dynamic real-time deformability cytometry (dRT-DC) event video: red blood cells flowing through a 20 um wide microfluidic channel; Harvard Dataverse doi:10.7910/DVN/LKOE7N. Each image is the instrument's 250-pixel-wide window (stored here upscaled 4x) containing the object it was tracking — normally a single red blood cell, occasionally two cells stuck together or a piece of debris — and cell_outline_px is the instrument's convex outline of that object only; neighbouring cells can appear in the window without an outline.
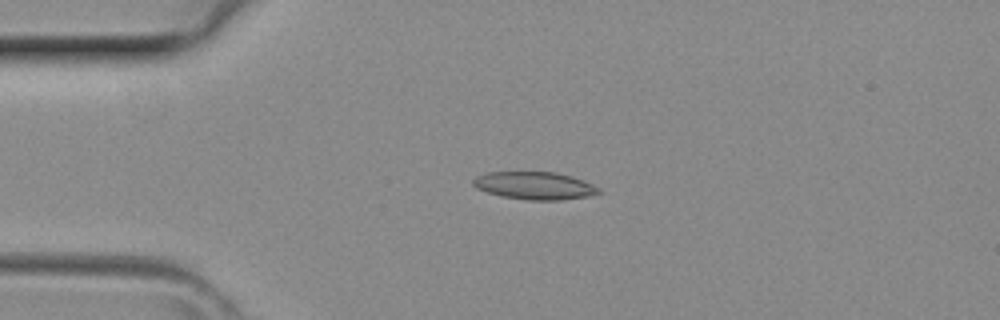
{"species": "common noctule bat (a hibernating species)", "species_latin": "Nyctalus noctula", "temperature_condition": "room temperature", "stored_images_in_passage": 4, "camera_frame_rate_fps": 3000, "um_per_image_px": 0.085, "animal": {"sex": "female", "body_mass_g": 29.2, "forearm_length_mm": 56.3}, "frame": {"image": 1, "passage_image": 4, "time_ms": 1.0, "image_size_px": [1000, 320], "cell_outline_px": [[600, 192], [588, 196], [560, 200], [528, 200], [504, 196], [488, 192], [476, 188], [472, 184], [472, 180], [476, 176], [488, 172], [516, 168], [556, 172], [572, 176], [584, 180], [600, 188]], "centroid_in_image_um": [45.39, 15.71], "position_along_channel_um": 39.6, "area_um2": 21.15}}